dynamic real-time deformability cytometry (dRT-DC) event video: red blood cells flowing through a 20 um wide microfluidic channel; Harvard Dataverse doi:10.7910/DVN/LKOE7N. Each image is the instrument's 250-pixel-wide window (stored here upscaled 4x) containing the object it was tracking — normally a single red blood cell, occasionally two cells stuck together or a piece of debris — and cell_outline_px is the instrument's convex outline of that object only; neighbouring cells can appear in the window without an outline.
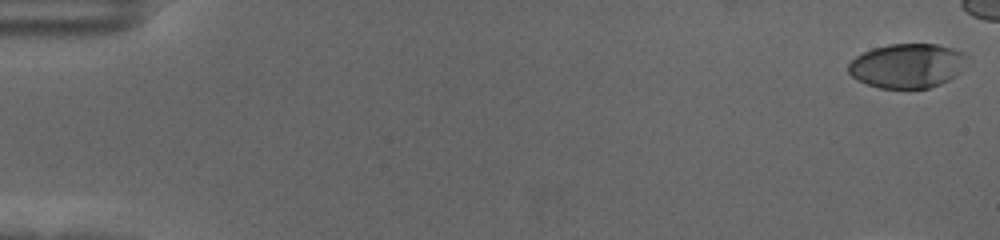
{"species": "human", "species_latin": "Homo sapiens", "temperature_condition": "cold", "stored_images_in_passage": 49, "camera_frame_rate_fps": 3000, "um_per_image_px": 0.085, "donor": {"sex": "female"}, "frame": {"image": 1, "passage_image": 1, "time_ms": 0.0, "image_size_px": [1000, 240], "cell_outline_px": [[968, 56], [960, 72], [956, 76], [940, 84], [928, 88], [880, 88], [856, 80], [848, 72], [848, 64], [856, 56], [872, 48], [888, 44], [936, 44], [952, 48], [964, 52]], "centroid_in_image_um": [77.12, 5.58], "position_along_channel_um": 7.9, "area_um2": 30.75}}